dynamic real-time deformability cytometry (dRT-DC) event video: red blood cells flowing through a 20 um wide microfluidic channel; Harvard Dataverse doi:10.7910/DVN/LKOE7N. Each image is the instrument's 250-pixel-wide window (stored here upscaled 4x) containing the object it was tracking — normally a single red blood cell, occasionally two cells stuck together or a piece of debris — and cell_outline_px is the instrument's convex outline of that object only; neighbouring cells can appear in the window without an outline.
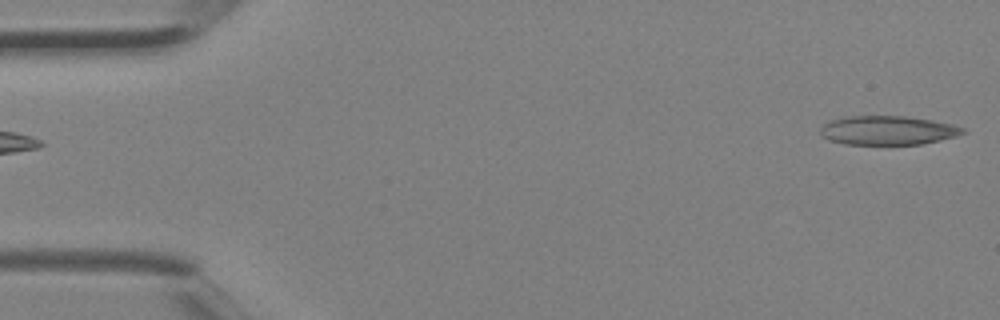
{"species": "Egyptian fruit bat (a non-hibernating species)", "species_latin": "Rousettus aegyptiacus", "temperature_condition": "room temperature", "stored_images_in_passage": 3, "camera_frame_rate_fps": 3000, "um_per_image_px": 0.085, "animal": {"sex": "female"}, "frame": {"image": 1, "passage_image": 1, "time_ms": 0.0, "image_size_px": [1000, 320], "cell_outline_px": [[964, 132], [956, 136], [920, 144], [844, 144], [828, 140], [820, 136], [820, 128], [828, 120], [844, 116], [904, 116], [932, 120], [952, 124], [964, 128]], "centroid_in_image_um": [75.38, 11.07], "position_along_channel_um": 9.6, "area_um2": 24.1}}